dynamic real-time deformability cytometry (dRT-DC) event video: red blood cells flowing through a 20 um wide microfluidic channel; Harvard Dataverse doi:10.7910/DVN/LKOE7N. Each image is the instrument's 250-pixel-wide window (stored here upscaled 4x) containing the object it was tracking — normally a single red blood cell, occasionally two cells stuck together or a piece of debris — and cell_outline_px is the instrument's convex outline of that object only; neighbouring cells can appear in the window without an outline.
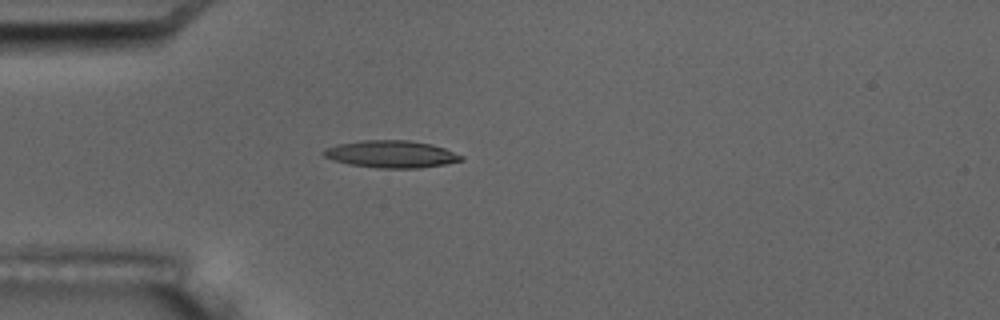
{"species": "common noctule bat (a hibernating species)", "species_latin": "Nyctalus noctula", "temperature_condition": "room temperature", "stored_images_in_passage": 5, "camera_frame_rate_fps": 3000, "um_per_image_px": 0.085, "animal": {"sex": "male", "body_mass_g": 17.5, "forearm_length_mm": 52.3}, "frame": {"image": 1, "passage_image": 4, "time_ms": 3.333, "image_size_px": [1000, 320], "cell_outline_px": [[464, 160], [444, 164], [420, 168], [376, 168], [348, 164], [332, 160], [324, 156], [320, 152], [324, 148], [336, 144], [364, 140], [408, 140], [432, 144], [444, 148], [464, 156]], "centroid_in_image_um": [33.22, 13.1], "position_along_channel_um": 51.8, "area_um2": 22.02}}